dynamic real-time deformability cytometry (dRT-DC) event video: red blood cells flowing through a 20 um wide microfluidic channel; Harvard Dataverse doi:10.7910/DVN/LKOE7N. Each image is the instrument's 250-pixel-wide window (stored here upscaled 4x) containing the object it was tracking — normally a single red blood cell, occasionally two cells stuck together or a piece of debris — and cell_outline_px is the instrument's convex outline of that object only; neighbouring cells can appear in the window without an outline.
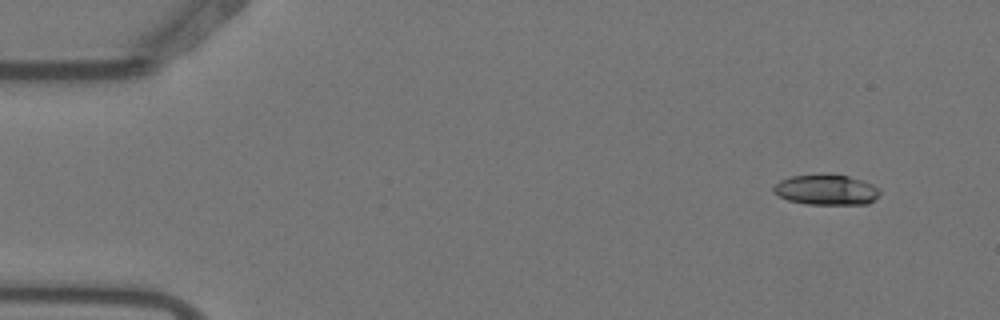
{"species": "Egyptian fruit bat (a non-hibernating species)", "species_latin": "Rousettus aegyptiacus", "temperature_condition": "warm", "stored_images_in_passage": 5, "camera_frame_rate_fps": 3000, "um_per_image_px": 0.085, "animal": {"sex": "female"}, "frame": {"image": 1, "passage_image": 2, "time_ms": 0.333, "image_size_px": [1000, 320], "cell_outline_px": [[880, 196], [868, 204], [808, 204], [788, 200], [772, 192], [772, 188], [780, 180], [792, 176], [848, 176], [872, 184], [880, 188]], "centroid_in_image_um": [70.26, 16.16], "position_along_channel_um": 14.7, "area_um2": 18.38}}
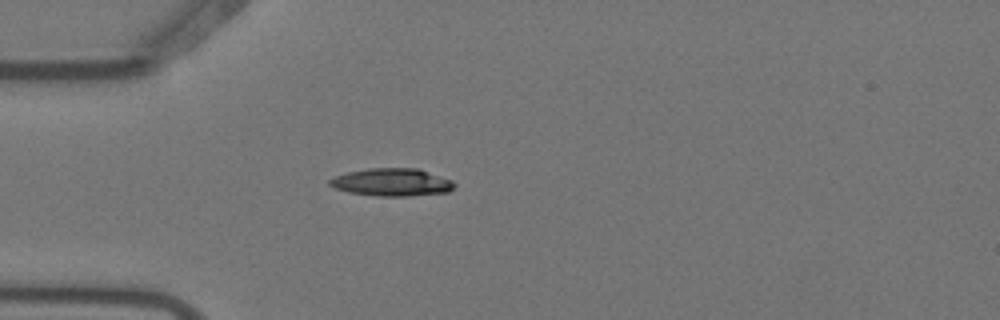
{"frame": {"image": 2, "passage_image": 5, "time_ms": 1.333, "image_size_px": [1000, 320], "cell_outline_px": [[456, 184], [448, 192], [408, 196], [376, 196], [348, 192], [336, 188], [328, 184], [328, 180], [336, 176], [348, 172], [368, 168], [416, 168], [452, 180]], "centroid_in_image_um": [33.3, 15.49], "position_along_channel_um": 51.7, "area_um2": 20.0}}